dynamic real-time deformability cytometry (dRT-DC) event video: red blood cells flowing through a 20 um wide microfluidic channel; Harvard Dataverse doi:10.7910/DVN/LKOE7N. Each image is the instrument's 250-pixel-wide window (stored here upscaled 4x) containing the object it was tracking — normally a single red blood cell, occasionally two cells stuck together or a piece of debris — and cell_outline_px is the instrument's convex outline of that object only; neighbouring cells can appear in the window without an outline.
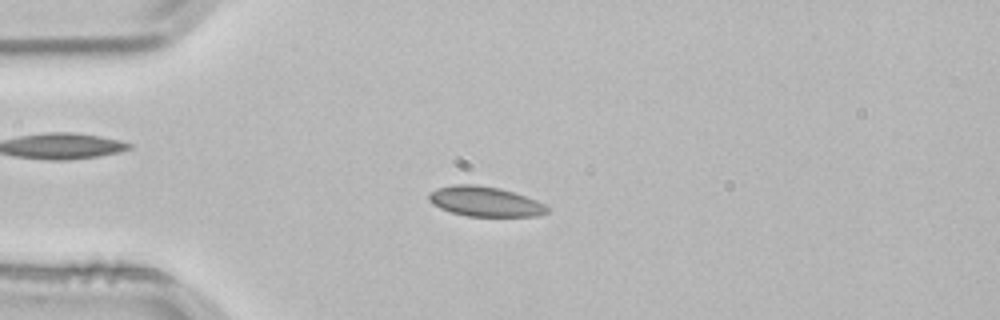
{"species": "common noctule bat (a hibernating species)", "species_latin": "Nyctalus noctula", "temperature_condition": "room temperature", "stored_images_in_passage": 49, "camera_frame_rate_fps": 3000, "um_per_image_px": 0.085, "animal": {"sex": "male", "body_mass_g": 21.5, "forearm_length_mm": 52.0}, "frame": {"image": 1, "passage_image": 9, "time_ms": 2.667, "image_size_px": [1000, 320], "cell_outline_px": [[548, 212], [536, 216], [468, 216], [452, 212], [440, 208], [432, 204], [428, 200], [428, 192], [436, 188], [452, 184], [476, 184], [500, 188], [536, 200], [544, 204], [548, 208]], "centroid_in_image_um": [41.17, 17.11], "position_along_channel_um": 43.8, "area_um2": 20.63}}
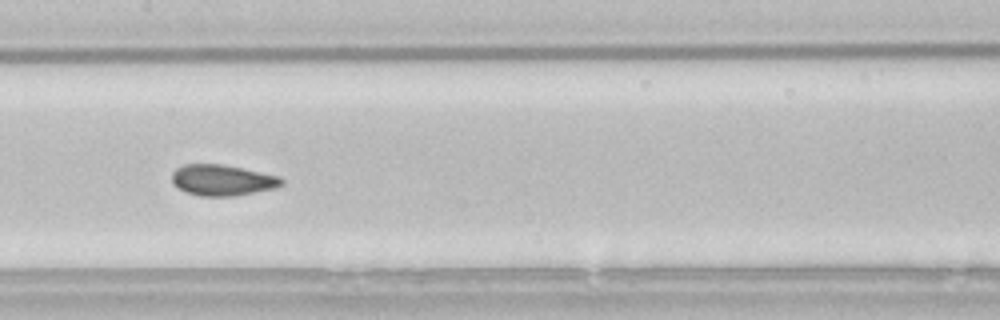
{"frame": {"image": 2, "passage_image": 22, "time_ms": 7.0, "image_size_px": [1000, 320], "cell_outline_px": [[284, 184], [276, 188], [236, 196], [200, 196], [188, 192], [180, 188], [172, 180], [172, 172], [176, 168], [184, 164], [220, 164], [280, 176], [284, 180]], "centroid_in_image_um": [18.94, 15.31], "position_along_channel_um": 188.5, "area_um2": 19.65}}
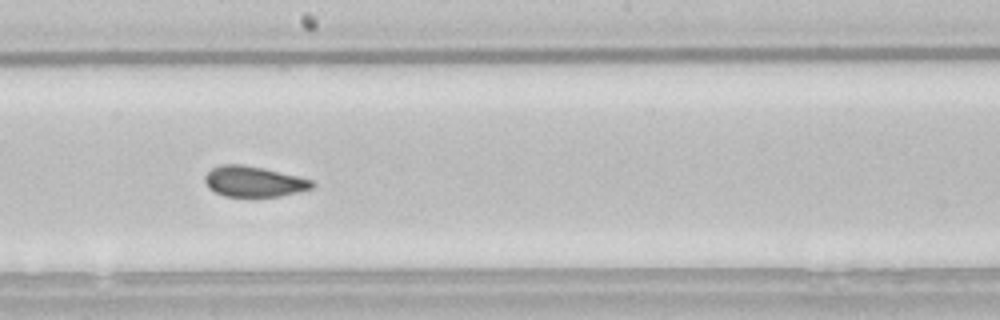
{"frame": {"image": 3, "passage_image": 25, "time_ms": 8.0, "image_size_px": [1000, 320], "cell_outline_px": [[316, 184], [312, 188], [280, 196], [224, 196], [208, 188], [204, 180], [204, 176], [212, 168], [220, 164], [244, 164], [264, 168], [312, 180]], "centroid_in_image_um": [21.54, 15.42], "position_along_channel_um": 226.7, "area_um2": 19.02}, "authors_computed_cell_mechanics": {"area_um2": 19.7098, "velocity_mm_per_s": 3.8171, "shape_relaxation_time_tau1_ms": 6.815, "shape_relaxation_time_tau2_ms": 1.271, "deformation_change_tau1": 0.103, "deformation_change_tau2": 0.0358}}